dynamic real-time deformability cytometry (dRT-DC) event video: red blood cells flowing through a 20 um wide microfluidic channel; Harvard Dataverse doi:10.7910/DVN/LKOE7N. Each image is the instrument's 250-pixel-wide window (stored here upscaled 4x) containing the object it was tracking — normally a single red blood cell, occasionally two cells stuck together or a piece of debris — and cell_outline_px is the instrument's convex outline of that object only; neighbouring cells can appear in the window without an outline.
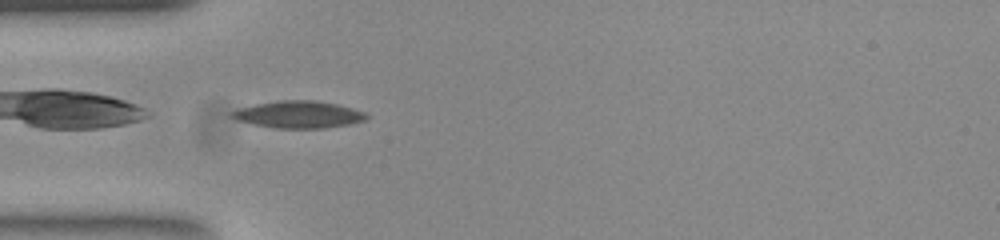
{"species": "common noctule bat (a hibernating species)", "species_latin": "Nyctalus noctula", "temperature_condition": "room temperature", "stored_images_in_passage": 37, "camera_frame_rate_fps": 3000, "um_per_image_px": 0.085, "animal": {"sex": "female", "body_mass_g": 23.0, "forearm_length_mm": 53.4}, "frame": {"image": 1, "passage_image": 1, "time_ms": 0.0, "image_size_px": [1000, 240], "cell_outline_px": [[368, 120], [352, 124], [324, 128], [276, 128], [252, 124], [236, 120], [232, 116], [232, 112], [240, 108], [256, 104], [280, 100], [316, 100], [336, 104], [352, 108], [364, 112], [368, 116]], "centroid_in_image_um": [25.43, 9.74], "position_along_channel_um": 59.6, "area_um2": 21.21}}
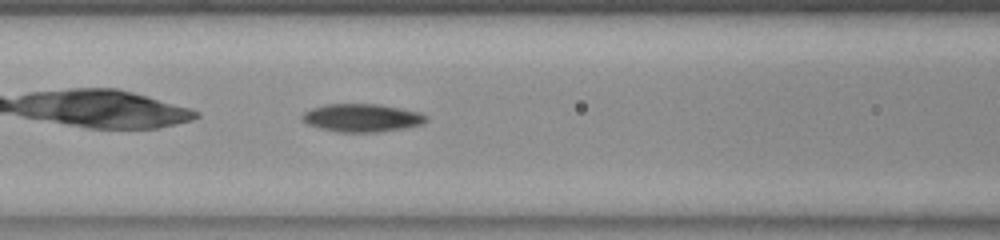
{"frame": {"image": 2, "passage_image": 7, "time_ms": 2.0, "image_size_px": [1000, 240], "cell_outline_px": [[428, 120], [424, 124], [404, 128], [380, 132], [340, 132], [320, 128], [308, 124], [300, 116], [304, 112], [312, 108], [324, 104], [376, 104], [400, 108], [420, 112], [428, 116]], "centroid_in_image_um": [30.8, 10.01], "position_along_channel_um": 135.8, "area_um2": 20.29}}
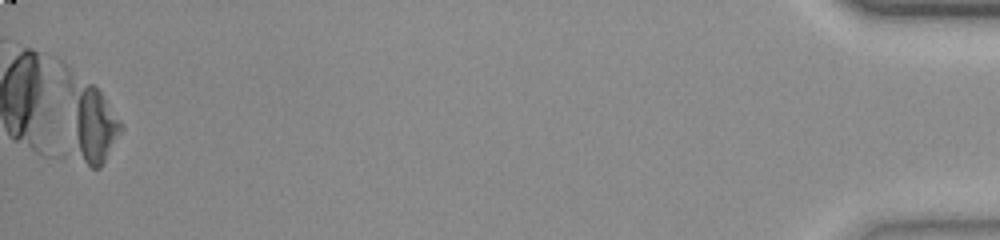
{"frame": {"image": 3, "passage_image": 37, "time_ms": 12.0, "image_size_px": [1000, 240], "cell_outline_px": [[124, 128], [100, 168], [92, 168], [76, 156], [72, 152], [56, 80], [60, 60], [96, 84], [124, 124]], "centroid_in_image_um": [7.43, 9.95], "position_along_channel_um": 427.8, "area_um2": 30.17}}